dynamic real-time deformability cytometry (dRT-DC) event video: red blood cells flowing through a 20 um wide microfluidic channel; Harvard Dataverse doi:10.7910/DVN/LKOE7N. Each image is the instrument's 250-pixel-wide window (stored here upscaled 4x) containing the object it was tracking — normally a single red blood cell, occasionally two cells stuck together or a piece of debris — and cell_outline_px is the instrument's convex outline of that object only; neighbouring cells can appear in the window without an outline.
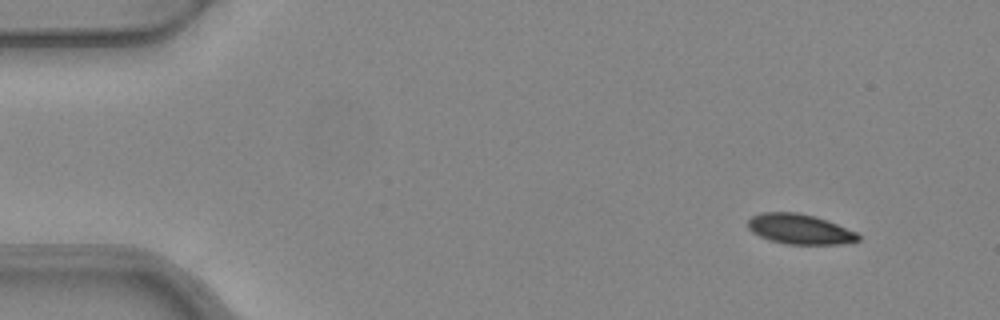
{"species": "common noctule bat (a hibernating species)", "species_latin": "Nyctalus noctula", "temperature_condition": "warm", "stored_images_in_passage": 4, "camera_frame_rate_fps": 3000, "um_per_image_px": 0.085, "animal": {"sex": "female", "body_mass_g": 24.6, "forearm_length_mm": 56.2}, "frame": {"image": 1, "passage_image": 1, "time_ms": 0.0, "image_size_px": [1000, 320], "cell_outline_px": [[860, 240], [844, 244], [784, 244], [760, 236], [752, 232], [748, 228], [748, 220], [752, 216], [760, 212], [796, 212], [816, 216], [856, 232], [860, 236]], "centroid_in_image_um": [67.97, 19.47], "position_along_channel_um": 17.0, "area_um2": 19.31}}
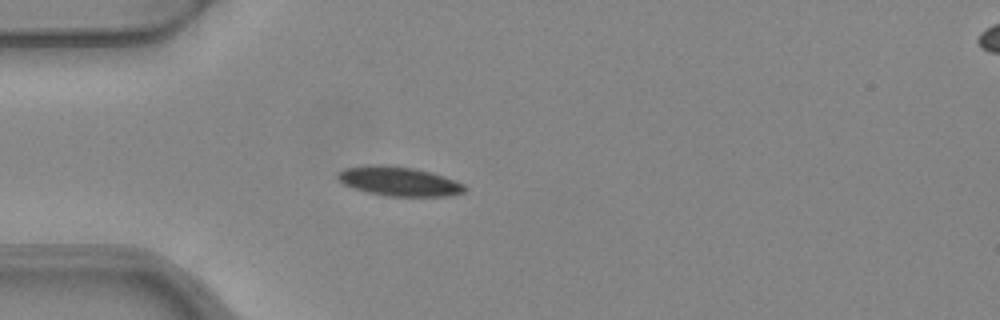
{"frame": {"image": 2, "passage_image": 4, "time_ms": 1.0, "image_size_px": [1000, 320], "cell_outline_px": [[468, 188], [464, 192], [448, 196], [384, 196], [352, 188], [344, 184], [336, 176], [344, 168], [376, 164], [384, 164], [412, 168], [432, 172], [444, 176], [464, 184]], "centroid_in_image_um": [33.93, 15.41], "position_along_channel_um": 51.1, "area_um2": 21.68}}